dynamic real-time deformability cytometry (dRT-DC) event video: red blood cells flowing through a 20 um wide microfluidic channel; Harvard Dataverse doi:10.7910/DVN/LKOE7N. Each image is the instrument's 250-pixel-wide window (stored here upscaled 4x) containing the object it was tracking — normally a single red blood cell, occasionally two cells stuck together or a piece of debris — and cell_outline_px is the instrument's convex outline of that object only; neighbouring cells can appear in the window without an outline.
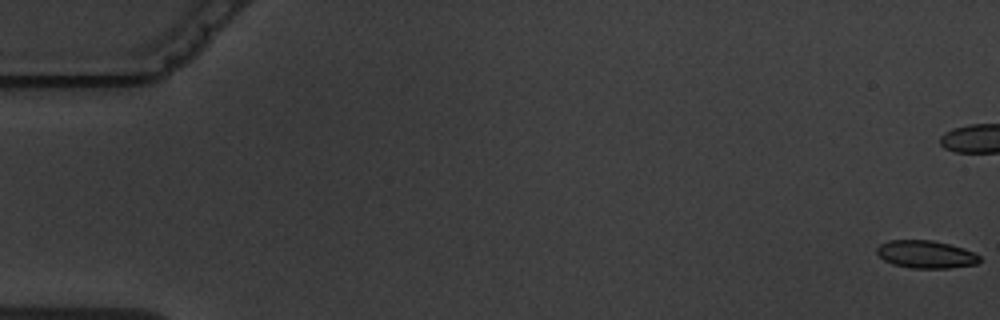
{"species": "common noctule bat (a hibernating species)", "species_latin": "Nyctalus noctula", "temperature_condition": "warm", "stored_images_in_passage": 3, "camera_frame_rate_fps": 3000, "um_per_image_px": 0.085, "animal": {"sex": "male", "body_mass_g": 19.5, "forearm_length_mm": 54.6}, "frame": {"image": 1, "passage_image": 1, "time_ms": 0.0, "image_size_px": [1000, 320], "cell_outline_px": [[980, 260], [976, 264], [948, 268], [912, 268], [892, 264], [884, 260], [876, 252], [876, 248], [880, 244], [888, 240], [932, 240], [964, 248], [980, 256]], "centroid_in_image_um": [78.67, 21.61], "position_along_channel_um": 6.3, "area_um2": 16.53}}